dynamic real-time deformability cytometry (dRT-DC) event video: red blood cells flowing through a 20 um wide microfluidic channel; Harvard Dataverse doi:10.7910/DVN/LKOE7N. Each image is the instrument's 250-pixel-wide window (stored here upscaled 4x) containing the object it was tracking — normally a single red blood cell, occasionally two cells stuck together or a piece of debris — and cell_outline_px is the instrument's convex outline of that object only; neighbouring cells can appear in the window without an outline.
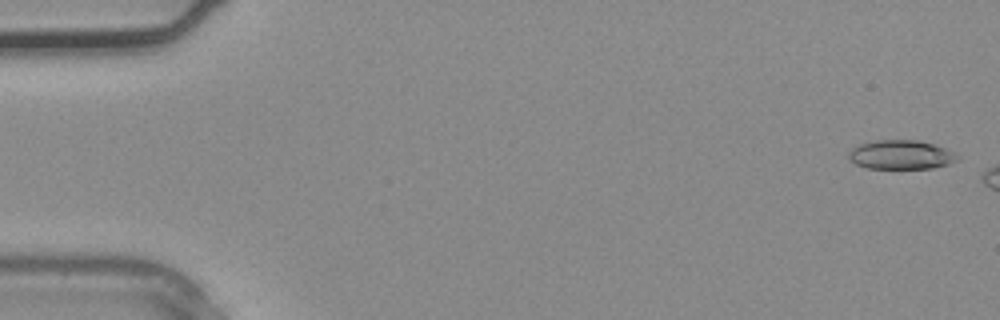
{"species": "common noctule bat (a hibernating species)", "species_latin": "Nyctalus noctula", "temperature_condition": "warm", "stored_images_in_passage": 6, "camera_frame_rate_fps": 3000, "um_per_image_px": 0.085, "animal": {"sex": "male", "body_mass_g": 20.4}, "frame": {"image": 1, "passage_image": 1, "time_ms": 0.0, "image_size_px": [1000, 320], "cell_outline_px": [[960, 156], [956, 160], [948, 164], [932, 168], [868, 168], [856, 164], [848, 156], [848, 152], [852, 148], [860, 144], [876, 140], [916, 140], [936, 144]], "centroid_in_image_um": [76.58, 13.14], "position_along_channel_um": 8.4, "area_um2": 18.26}}
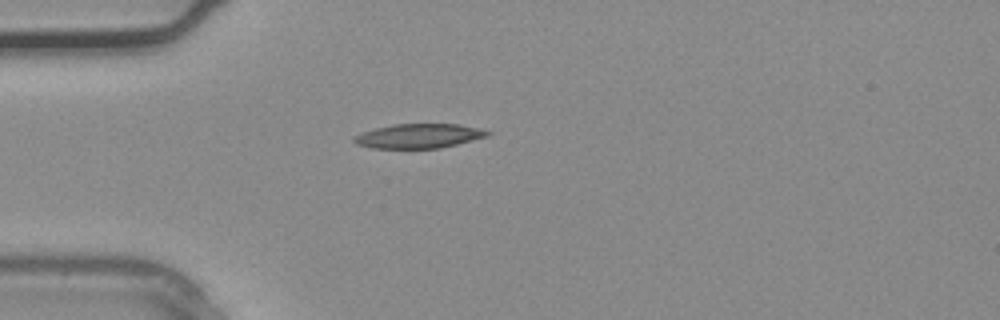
{"frame": {"image": 2, "passage_image": 6, "time_ms": 1.667, "image_size_px": [1000, 320], "cell_outline_px": [[492, 132], [488, 136], [440, 148], [372, 148], [356, 144], [352, 140], [356, 136], [364, 132], [376, 128], [396, 124], [460, 124]], "centroid_in_image_um": [35.6, 11.56], "position_along_channel_um": 49.4, "area_um2": 18.67}}